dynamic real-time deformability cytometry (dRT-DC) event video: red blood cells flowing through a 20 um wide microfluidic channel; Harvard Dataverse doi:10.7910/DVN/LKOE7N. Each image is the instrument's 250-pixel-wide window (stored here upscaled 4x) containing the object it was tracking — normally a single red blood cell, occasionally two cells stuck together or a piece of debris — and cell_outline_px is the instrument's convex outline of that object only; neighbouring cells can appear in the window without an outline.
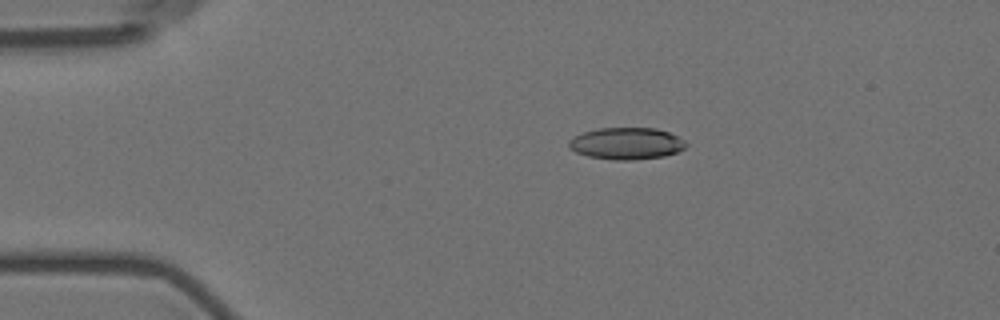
{"species": "Egyptian fruit bat (a non-hibernating species)", "species_latin": "Rousettus aegyptiacus", "temperature_condition": "room temperature", "stored_images_in_passage": 9, "camera_frame_rate_fps": 3000, "um_per_image_px": 0.085, "animal": {"sex": "female"}, "frame": {"image": 1, "passage_image": 3, "time_ms": 2.667, "image_size_px": [1000, 320], "cell_outline_px": [[688, 144], [684, 148], [676, 152], [664, 156], [632, 160], [616, 160], [588, 156], [576, 152], [568, 148], [568, 140], [572, 136], [596, 128], [656, 128], [668, 132], [684, 140]], "centroid_in_image_um": [53.21, 12.19], "position_along_channel_um": 31.8, "area_um2": 21.79}}
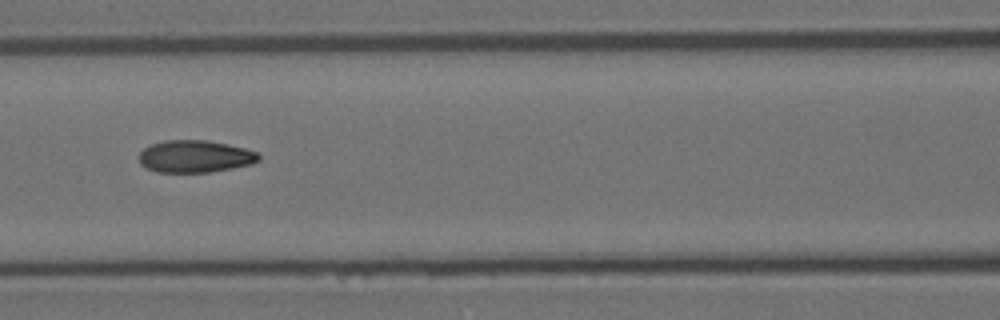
{"frame": {"image": 2, "passage_image": 7, "time_ms": 7.333, "image_size_px": [1000, 320], "cell_outline_px": [[260, 160], [252, 164], [232, 168], [208, 172], [156, 172], [140, 164], [140, 152], [144, 148], [152, 144], [164, 140], [208, 140], [244, 148], [256, 152], [260, 156]], "centroid_in_image_um": [16.58, 13.29], "position_along_channel_um": 150.0, "area_um2": 22.37}}
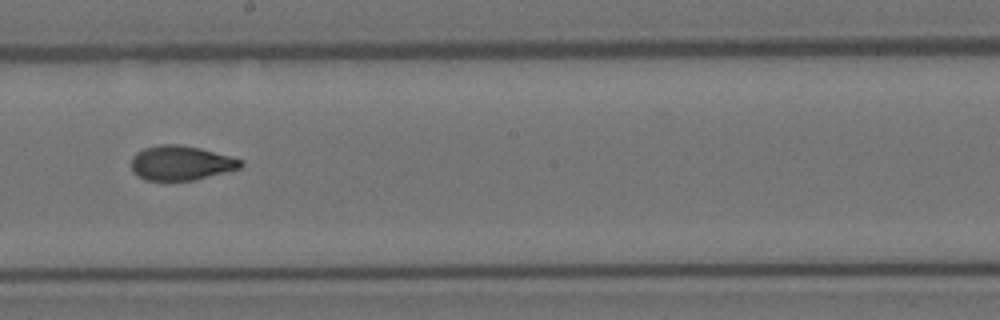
{"frame": {"image": 3, "passage_image": 9, "time_ms": 9.667, "image_size_px": [1000, 320], "cell_outline_px": [[244, 164], [240, 168], [192, 180], [144, 180], [132, 172], [132, 156], [136, 152], [144, 148], [160, 144], [176, 144], [200, 148], [244, 160]], "centroid_in_image_um": [15.36, 13.84], "position_along_channel_um": 232.8, "area_um2": 21.91}}